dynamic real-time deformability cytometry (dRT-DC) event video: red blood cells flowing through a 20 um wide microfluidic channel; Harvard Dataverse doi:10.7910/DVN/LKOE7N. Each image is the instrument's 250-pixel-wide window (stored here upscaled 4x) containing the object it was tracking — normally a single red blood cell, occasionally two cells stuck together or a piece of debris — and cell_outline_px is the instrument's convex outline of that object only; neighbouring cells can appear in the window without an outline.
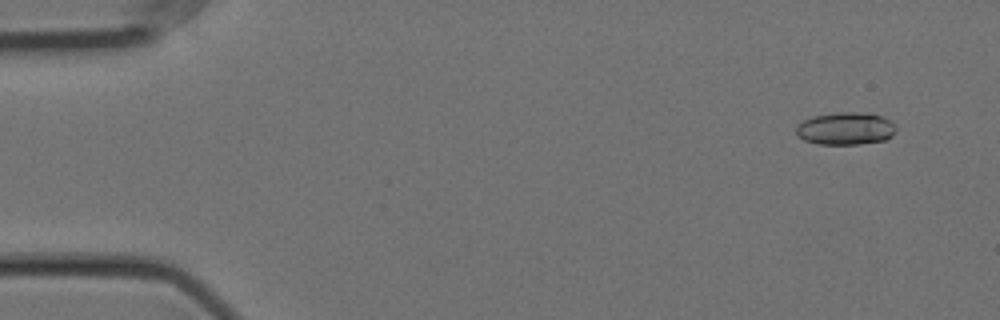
{"species": "Egyptian fruit bat (a non-hibernating species)", "species_latin": "Rousettus aegyptiacus", "temperature_condition": "cold", "stored_images_in_passage": 55, "segment_of_instrument_passage": [1, 2], "camera_frame_rate_fps": 3000, "um_per_image_px": 0.085, "animal": {"sex": "female"}, "frame": {"image": 1, "passage_image": 1, "time_ms": 0.0, "image_size_px": [1000, 320], "cell_outline_px": [[896, 128], [892, 136], [884, 140], [860, 144], [820, 144], [804, 140], [796, 136], [796, 128], [804, 120], [812, 116], [840, 112], [856, 112], [884, 116]], "centroid_in_image_um": [71.85, 10.93], "position_along_channel_um": 13.1, "area_um2": 18.79}}
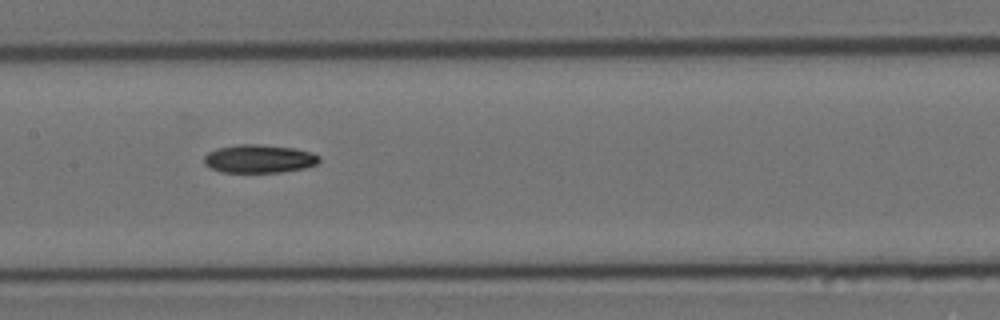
{"frame": {"image": 2, "passage_image": 25, "time_ms": 8.0, "image_size_px": [1000, 320], "cell_outline_px": [[320, 160], [316, 164], [304, 168], [280, 172], [220, 172], [204, 164], [204, 156], [208, 152], [216, 148], [236, 144], [256, 144], [292, 148], [312, 152], [320, 156]], "centroid_in_image_um": [22.0, 13.49], "position_along_channel_um": 185.4, "area_um2": 18.96}}
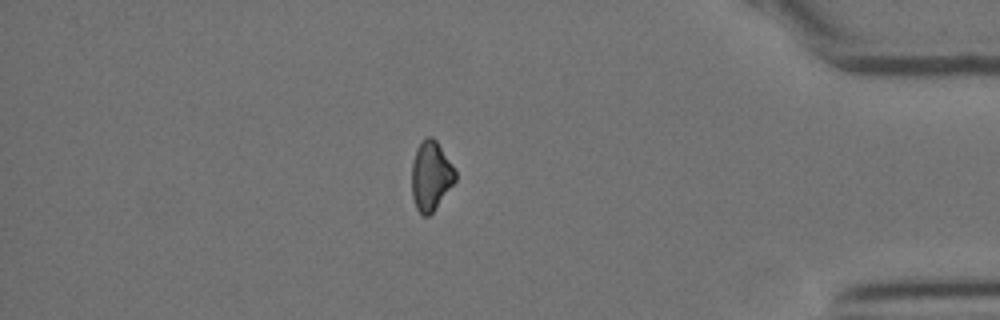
{"frame": {"image": 3, "passage_image": 46, "time_ms": 15.0, "image_size_px": [1000, 320], "cell_outline_px": [[456, 180], [432, 212], [428, 216], [424, 216], [416, 208], [412, 196], [412, 164], [416, 148], [428, 136], [432, 136], [436, 140], [456, 172]], "centroid_in_image_um": [36.61, 14.95], "position_along_channel_um": 398.6, "area_um2": 17.22}}